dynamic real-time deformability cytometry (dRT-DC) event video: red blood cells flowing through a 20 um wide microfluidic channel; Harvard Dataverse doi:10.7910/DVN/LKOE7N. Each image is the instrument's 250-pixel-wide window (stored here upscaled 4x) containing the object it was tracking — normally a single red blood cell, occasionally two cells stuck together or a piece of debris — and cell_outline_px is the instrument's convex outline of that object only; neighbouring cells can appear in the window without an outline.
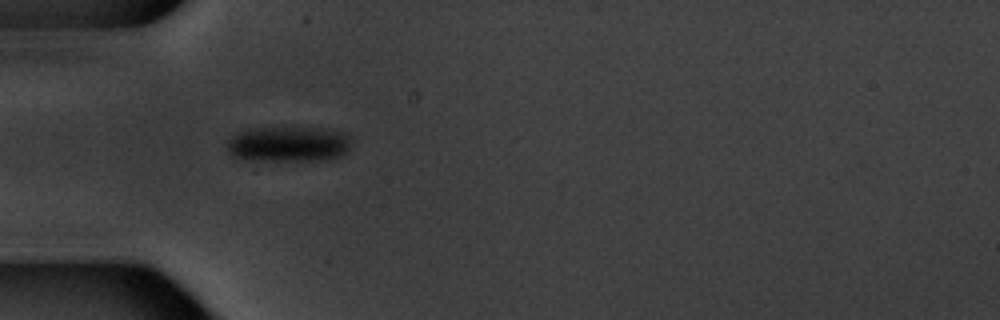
{"species": "common noctule bat (a hibernating species)", "species_latin": "Nyctalus noctula", "temperature_condition": "warm", "stored_images_in_passage": 3, "camera_frame_rate_fps": 3000, "um_per_image_px": 0.085, "animal": {"sex": "male", "body_mass_g": 20.1, "forearm_length_mm": 53.5}, "frame": {"image": 1, "passage_image": 1, "time_ms": 0.0, "image_size_px": [1000, 320], "cell_outline_px": [[352, 140], [348, 148], [340, 156], [328, 160], [252, 160], [232, 156], [228, 152], [228, 140], [236, 132], [248, 128], [320, 128], [344, 132]], "centroid_in_image_um": [24.51, 12.24], "position_along_channel_um": 60.5, "area_um2": 25.66}}